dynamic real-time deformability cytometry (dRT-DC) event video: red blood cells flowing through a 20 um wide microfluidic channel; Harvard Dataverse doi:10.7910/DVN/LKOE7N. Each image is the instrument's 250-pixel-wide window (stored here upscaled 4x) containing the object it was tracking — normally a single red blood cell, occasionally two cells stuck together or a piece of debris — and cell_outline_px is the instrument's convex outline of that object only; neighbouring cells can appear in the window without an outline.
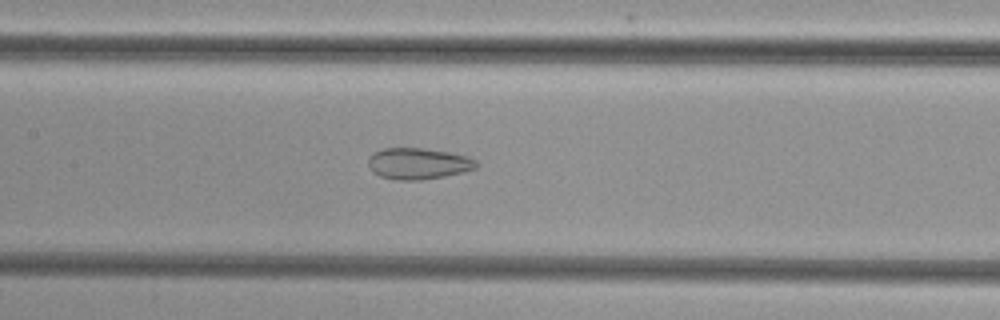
{"species": "common noctule bat (a hibernating species)", "species_latin": "Nyctalus noctula", "temperature_condition": "cold", "stored_images_in_passage": 36, "camera_frame_rate_fps": 3000, "um_per_image_px": 0.085, "animal": {"sex": "female", "body_mass_g": 29.2, "forearm_length_mm": 56.3}, "frame": {"image": 1, "passage_image": 14, "time_ms": 4.333, "image_size_px": [1000, 320], "cell_outline_px": [[480, 164], [476, 168], [464, 172], [444, 176], [420, 180], [396, 180], [380, 176], [372, 172], [368, 164], [368, 160], [372, 152], [384, 148], [424, 148], [448, 152], [468, 156], [476, 160]], "centroid_in_image_um": [35.55, 13.9], "position_along_channel_um": 171.8, "area_um2": 19.88}}
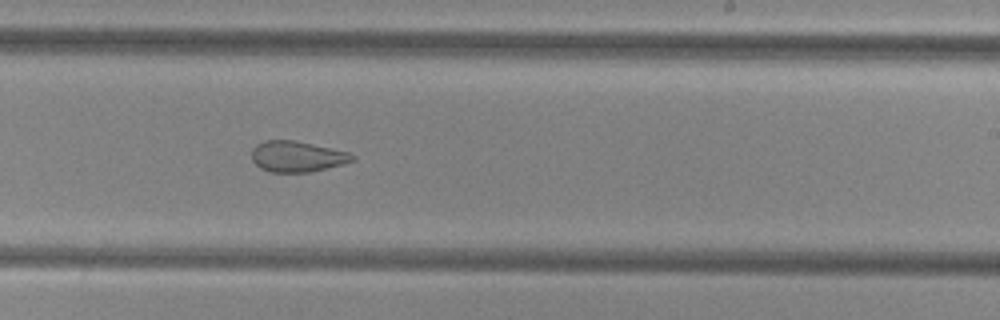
{"frame": {"image": 2, "passage_image": 21, "time_ms": 6.667, "image_size_px": [1000, 320], "cell_outline_px": [[356, 160], [344, 164], [312, 172], [272, 172], [260, 168], [252, 160], [252, 148], [256, 144], [264, 140], [296, 140], [348, 152], [356, 156]], "centroid_in_image_um": [25.27, 13.3], "position_along_channel_um": 263.7, "area_um2": 18.26}}
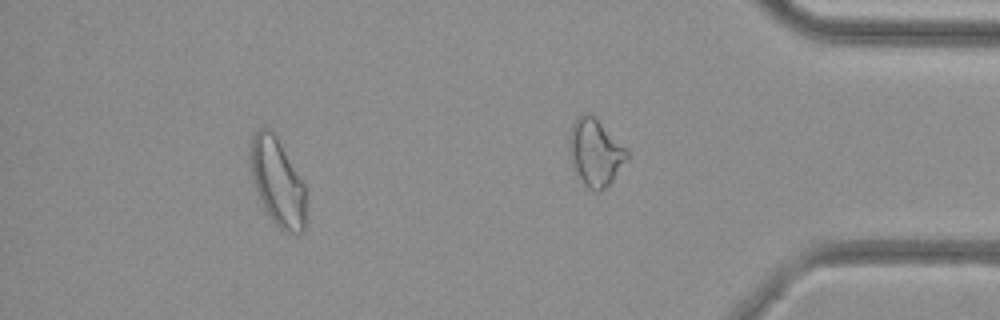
{"frame": {"image": 3, "passage_image": 31, "time_ms": 10.0, "image_size_px": [1000, 320], "cell_outline_px": [[308, 196], [304, 232], [284, 232], [272, 220], [264, 208], [260, 200], [252, 176], [248, 160], [252, 136], [256, 128], [268, 128], [276, 136], [304, 184]], "centroid_in_image_um": [23.6, 15.48], "position_along_channel_um": 411.6, "area_um2": 28.61}}